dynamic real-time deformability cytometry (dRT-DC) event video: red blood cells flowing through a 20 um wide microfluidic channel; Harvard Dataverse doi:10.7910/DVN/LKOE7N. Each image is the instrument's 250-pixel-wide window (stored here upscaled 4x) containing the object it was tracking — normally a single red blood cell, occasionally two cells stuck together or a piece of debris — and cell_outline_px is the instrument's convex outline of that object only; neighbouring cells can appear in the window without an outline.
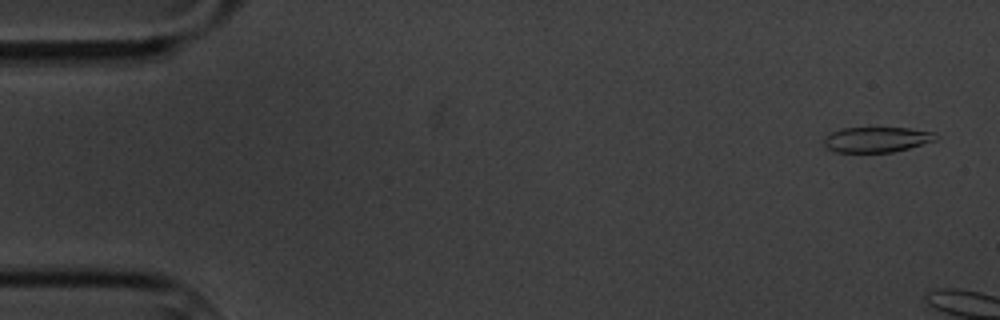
{"species": "common noctule bat (a hibernating species)", "species_latin": "Nyctalus noctula", "temperature_condition": "cold", "stored_images_in_passage": 5, "camera_frame_rate_fps": 3000, "um_per_image_px": 0.085, "animal": {"sex": "male", "body_mass_g": 20.1, "forearm_length_mm": 53.5}, "frame": {"image": 1, "passage_image": 5, "time_ms": 5.0, "image_size_px": [1000, 320], "cell_outline_px": [[936, 140], [908, 148], [892, 152], [836, 152], [828, 148], [824, 144], [824, 136], [840, 128], [908, 128], [936, 132]], "centroid_in_image_um": [74.5, 11.85], "position_along_channel_um": 10.5, "area_um2": 16.42}}